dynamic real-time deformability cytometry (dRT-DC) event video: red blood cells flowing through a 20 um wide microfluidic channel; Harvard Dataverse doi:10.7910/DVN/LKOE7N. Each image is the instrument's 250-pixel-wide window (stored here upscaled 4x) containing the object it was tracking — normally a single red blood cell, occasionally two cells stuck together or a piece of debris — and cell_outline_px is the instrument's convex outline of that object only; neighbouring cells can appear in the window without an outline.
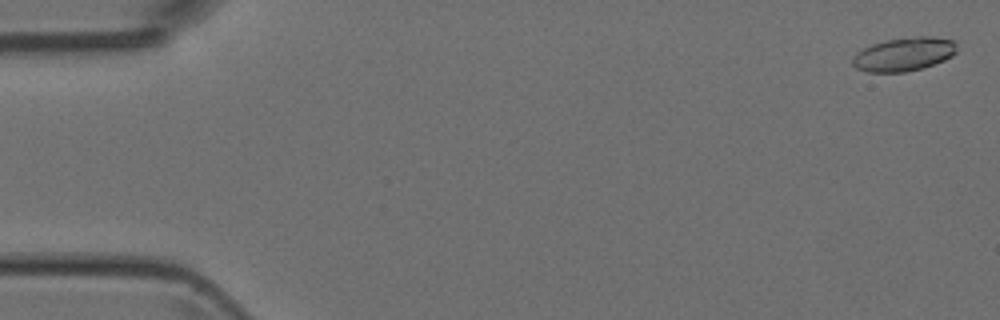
{"species": "Egyptian fruit bat (a non-hibernating species)", "species_latin": "Rousettus aegyptiacus", "temperature_condition": "room temperature", "stored_images_in_passage": 5, "camera_frame_rate_fps": 3000, "um_per_image_px": 0.085, "animal": {"sex": "female"}, "frame": {"image": 1, "passage_image": 1, "time_ms": 0.0, "image_size_px": [1000, 320], "cell_outline_px": [[956, 52], [952, 56], [944, 60], [920, 68], [904, 72], [868, 72], [856, 68], [852, 64], [852, 56], [856, 52], [872, 44], [888, 40], [920, 36], [928, 36], [956, 40]], "centroid_in_image_um": [76.82, 4.61], "position_along_channel_um": 8.2, "area_um2": 20.29}}
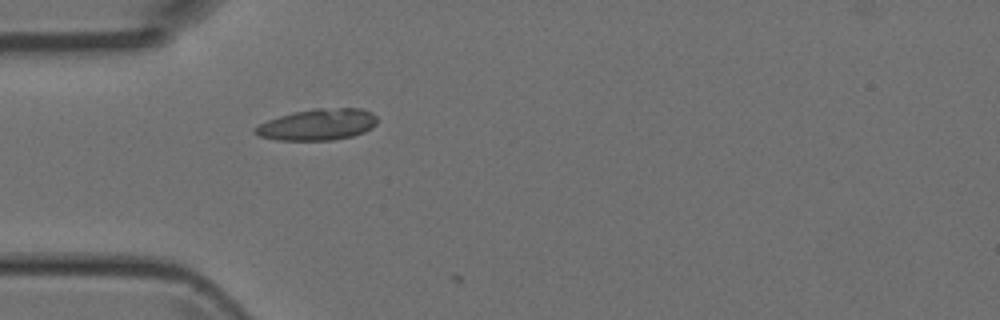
{"frame": {"image": 2, "passage_image": 5, "time_ms": 4.667, "image_size_px": [1000, 320], "cell_outline_px": [[376, 124], [372, 128], [364, 132], [352, 136], [332, 140], [276, 140], [260, 136], [252, 132], [252, 128], [268, 120], [280, 116], [296, 112], [316, 108], [360, 108], [372, 112], [376, 116]], "centroid_in_image_um": [27.0, 10.59], "position_along_channel_um": 58.0, "area_um2": 22.25}}